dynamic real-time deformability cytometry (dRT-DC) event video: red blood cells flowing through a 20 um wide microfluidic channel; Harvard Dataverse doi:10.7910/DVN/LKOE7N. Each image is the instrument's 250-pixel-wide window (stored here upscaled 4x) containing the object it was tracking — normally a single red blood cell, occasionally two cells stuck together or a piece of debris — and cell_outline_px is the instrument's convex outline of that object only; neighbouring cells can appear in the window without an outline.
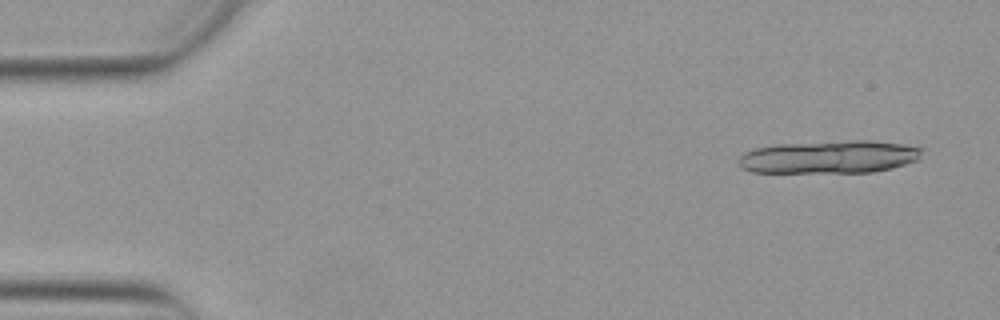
{"species": "Egyptian fruit bat (a non-hibernating species)", "species_latin": "Rousettus aegyptiacus", "temperature_condition": "warm", "stored_images_in_passage": 16, "camera_frame_rate_fps": 3000, "um_per_image_px": 0.085, "animal": {"sex": "female"}, "frame": {"image": 1, "passage_image": 1, "time_ms": 0.0, "image_size_px": [1000, 320], "cell_outline_px": [[920, 152], [916, 160], [892, 168], [872, 172], [752, 172], [744, 168], [740, 164], [740, 156], [744, 152], [756, 148], [776, 144], [852, 140], [872, 140], [900, 144], [920, 148]], "centroid_in_image_um": [70.45, 13.33], "position_along_channel_um": 14.5, "area_um2": 34.68}}